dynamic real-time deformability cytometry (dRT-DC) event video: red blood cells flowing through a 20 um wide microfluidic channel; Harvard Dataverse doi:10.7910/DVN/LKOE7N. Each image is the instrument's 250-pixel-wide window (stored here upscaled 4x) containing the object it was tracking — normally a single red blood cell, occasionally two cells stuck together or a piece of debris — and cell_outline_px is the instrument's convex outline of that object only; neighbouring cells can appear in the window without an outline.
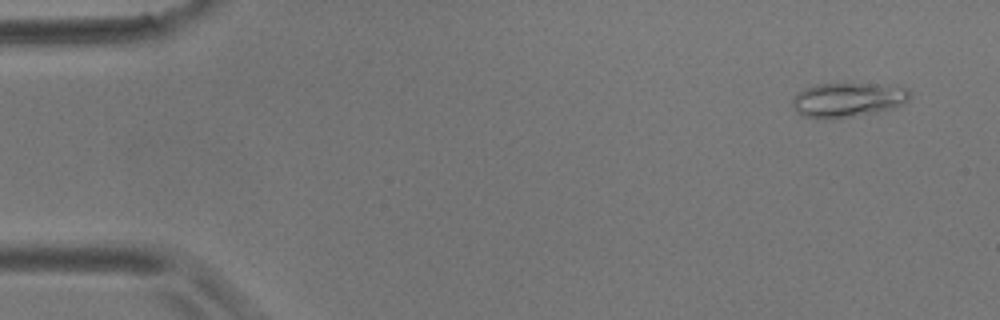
{"species": "common noctule bat (a hibernating species)", "species_latin": "Nyctalus noctula", "temperature_condition": "room temperature", "stored_images_in_passage": 6, "camera_frame_rate_fps": 3000, "um_per_image_px": 0.085, "animal": {"sex": "male", "body_mass_g": 17.9}, "frame": {"image": 1, "passage_image": 1, "time_ms": 0.0, "image_size_px": [1000, 320], "cell_outline_px": [[912, 96], [904, 104], [892, 108], [876, 112], [848, 116], [804, 116], [796, 112], [792, 104], [792, 96], [796, 92], [804, 88], [816, 84], [880, 84], [908, 88]], "centroid_in_image_um": [72.08, 8.44], "position_along_channel_um": 12.9, "area_um2": 23.06}}
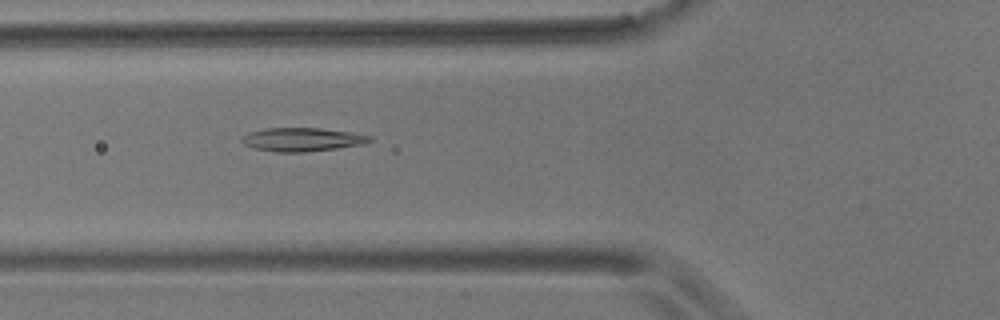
{"frame": {"image": 2, "passage_image": 6, "time_ms": 5.667, "image_size_px": [1000, 320], "cell_outline_px": [[372, 140], [364, 144], [336, 148], [304, 152], [276, 152], [256, 148], [244, 144], [240, 140], [248, 132], [268, 128], [320, 128], [348, 132], [372, 136]], "centroid_in_image_um": [25.68, 11.85], "position_along_channel_um": 100.1, "area_um2": 17.34}}